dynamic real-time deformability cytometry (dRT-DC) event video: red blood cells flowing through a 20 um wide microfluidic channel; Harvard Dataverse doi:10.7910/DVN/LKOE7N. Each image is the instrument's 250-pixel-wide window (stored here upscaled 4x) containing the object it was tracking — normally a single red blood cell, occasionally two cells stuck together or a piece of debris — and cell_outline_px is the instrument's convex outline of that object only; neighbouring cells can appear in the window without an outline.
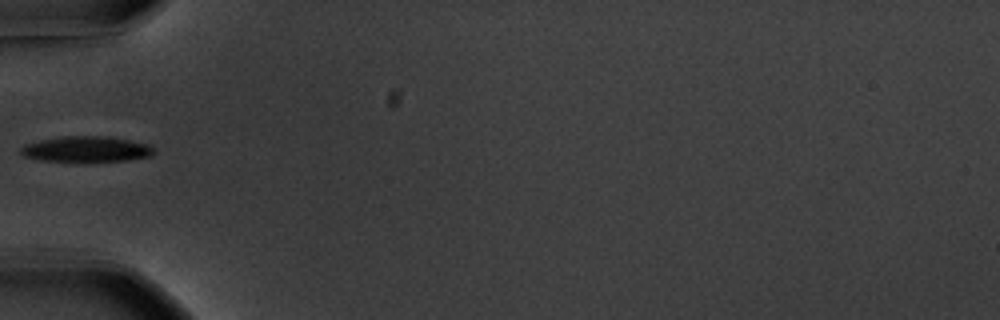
{"species": "common noctule bat (a hibernating species)", "species_latin": "Nyctalus noctula", "temperature_condition": "warm", "stored_images_in_passage": 37, "camera_frame_rate_fps": 3000, "um_per_image_px": 0.085, "animal": {"sex": "male", "body_mass_g": 20.1, "forearm_length_mm": 53.5}, "frame": {"image": 1, "passage_image": 1, "time_ms": 0.0, "image_size_px": [1000, 320], "cell_outline_px": [[152, 156], [128, 160], [40, 160], [24, 156], [20, 152], [20, 148], [24, 144], [40, 140], [60, 136], [108, 136], [148, 144], [152, 148]], "centroid_in_image_um": [7.3, 12.65], "position_along_channel_um": 77.7, "area_um2": 19.42}}
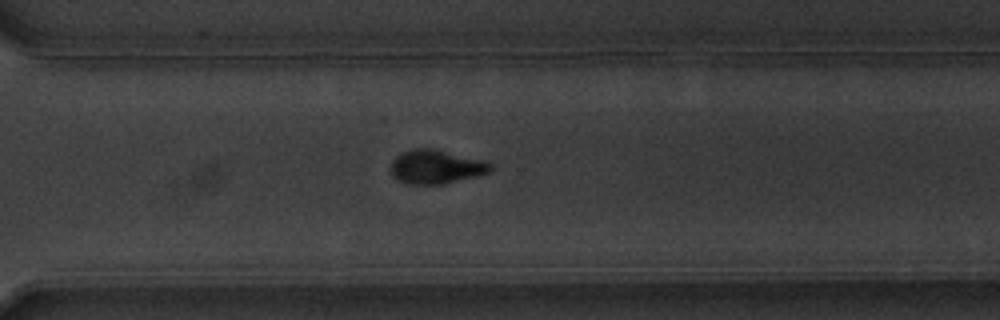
{"frame": {"image": 2, "passage_image": 22, "time_ms": 7.0, "image_size_px": [1000, 320], "cell_outline_px": [[492, 168], [488, 172], [476, 176], [444, 184], [408, 184], [392, 176], [392, 160], [396, 156], [404, 152], [416, 148], [432, 148], [488, 160], [492, 164]], "centroid_in_image_um": [37.11, 14.17], "position_along_channel_um": 333.5, "area_um2": 19.71}}
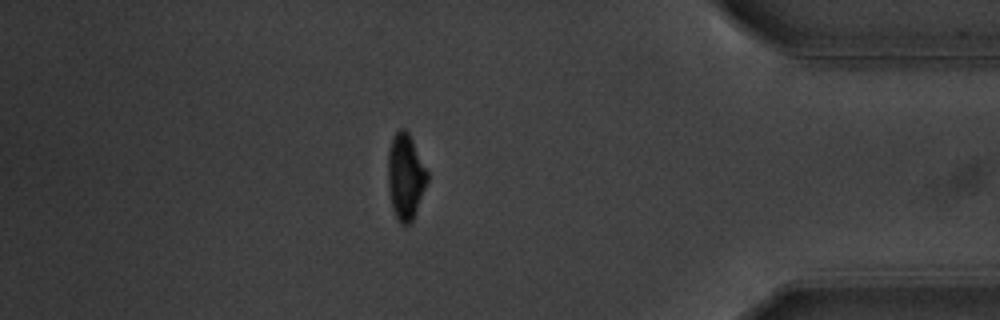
{"frame": {"image": 3, "passage_image": 30, "time_ms": 9.667, "image_size_px": [1000, 320], "cell_outline_px": [[428, 180], [412, 220], [408, 224], [400, 224], [392, 208], [388, 188], [388, 152], [392, 136], [400, 128], [404, 128], [408, 132], [428, 172]], "centroid_in_image_um": [34.45, 14.99], "position_along_channel_um": 400.7, "area_um2": 19.48}}